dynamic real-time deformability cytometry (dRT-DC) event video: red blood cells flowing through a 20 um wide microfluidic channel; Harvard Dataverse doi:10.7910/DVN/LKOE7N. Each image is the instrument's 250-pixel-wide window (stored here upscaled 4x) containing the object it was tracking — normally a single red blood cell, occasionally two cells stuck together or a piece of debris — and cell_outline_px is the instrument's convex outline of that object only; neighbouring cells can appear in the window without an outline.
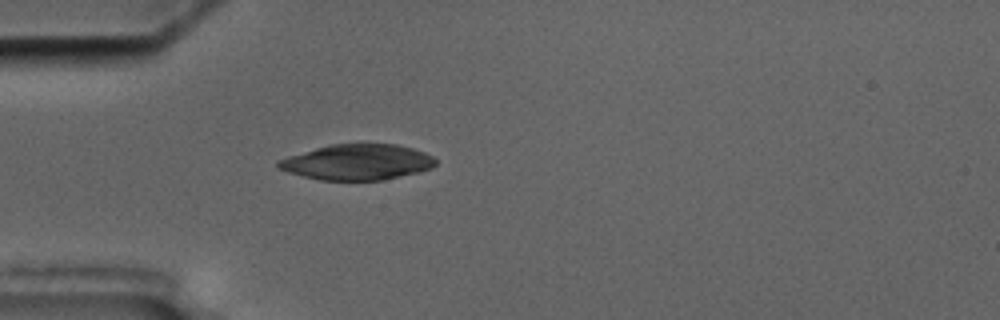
{"species": "common noctule bat (a hibernating species)", "species_latin": "Nyctalus noctula", "temperature_condition": "cold", "stored_images_in_passage": 1, "camera_frame_rate_fps": 3000, "um_per_image_px": 0.085, "animal": {"sex": "male", "body_mass_g": 17.5, "forearm_length_mm": 52.3}, "frame": {"image": 1, "passage_image": 1, "time_ms": 0.0, "image_size_px": [1000, 320], "cell_outline_px": [[436, 164], [432, 168], [420, 172], [380, 180], [320, 180], [288, 172], [280, 168], [276, 164], [276, 160], [288, 156], [316, 148], [332, 144], [396, 144], [412, 148], [424, 152], [432, 156], [436, 160]], "centroid_in_image_um": [30.38, 13.78], "position_along_channel_um": 54.6, "area_um2": 32.48}}